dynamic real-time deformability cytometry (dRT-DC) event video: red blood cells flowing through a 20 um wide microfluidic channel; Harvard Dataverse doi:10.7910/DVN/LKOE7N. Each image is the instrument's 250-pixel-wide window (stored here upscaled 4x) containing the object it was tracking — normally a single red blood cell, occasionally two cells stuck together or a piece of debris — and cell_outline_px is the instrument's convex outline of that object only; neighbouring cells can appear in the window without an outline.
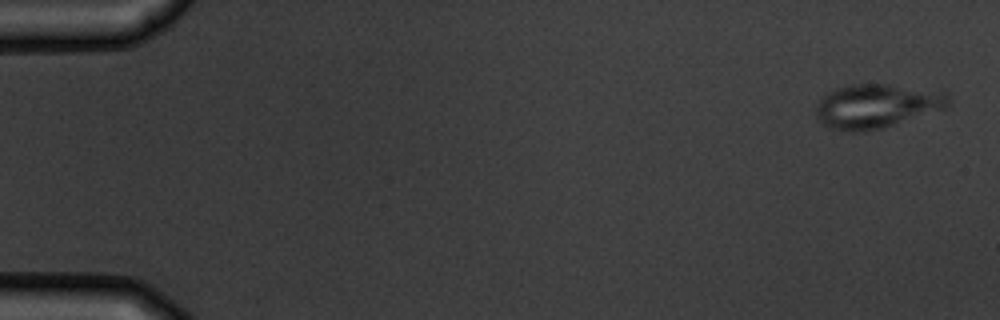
{"species": "common noctule bat (a hibernating species)", "species_latin": "Nyctalus noctula", "temperature_condition": "warm", "stored_images_in_passage": 5, "camera_frame_rate_fps": 3000, "um_per_image_px": 0.085, "animal": {"sex": "male", "body_mass_g": 19.5, "forearm_length_mm": 54.6}, "frame": {"image": 1, "passage_image": 1, "time_ms": 0.0, "image_size_px": [1000, 320], "cell_outline_px": [[952, 100], [944, 108], [880, 128], [864, 132], [848, 132], [828, 128], [816, 116], [816, 104], [828, 92], [836, 88], [848, 84], [888, 84], [948, 92]], "centroid_in_image_um": [74.49, 9.0], "position_along_channel_um": 10.5, "area_um2": 33.87}}